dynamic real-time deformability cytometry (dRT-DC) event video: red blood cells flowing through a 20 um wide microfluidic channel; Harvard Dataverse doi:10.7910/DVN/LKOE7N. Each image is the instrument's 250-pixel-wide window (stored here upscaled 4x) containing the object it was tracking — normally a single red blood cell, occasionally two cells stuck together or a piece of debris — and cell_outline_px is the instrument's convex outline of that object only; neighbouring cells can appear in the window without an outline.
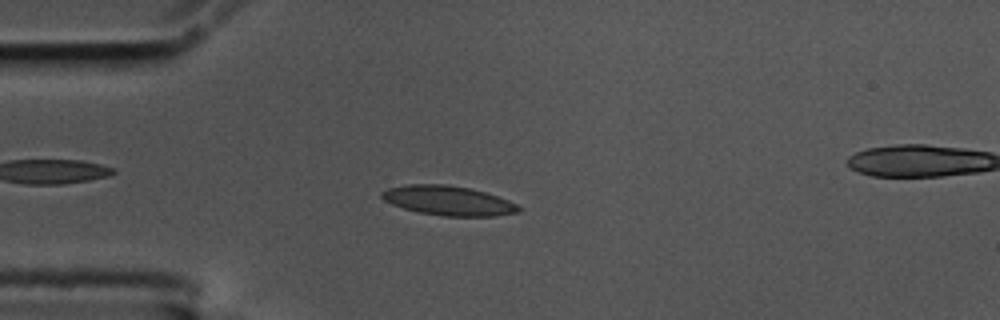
{"species": "common noctule bat (a hibernating species)", "species_latin": "Nyctalus noctula", "temperature_condition": "cold", "stored_images_in_passage": 8, "camera_frame_rate_fps": 3000, "um_per_image_px": 0.085, "animal": {"sex": "male", "body_mass_g": 17.5, "forearm_length_mm": 52.3}, "frame": {"image": 1, "passage_image": 3, "time_ms": 0.667, "image_size_px": [1000, 320], "cell_outline_px": [[520, 212], [496, 216], [444, 216], [420, 212], [404, 208], [392, 204], [384, 200], [380, 196], [380, 192], [388, 188], [408, 184], [448, 184], [468, 188], [484, 192], [508, 200], [516, 204], [520, 208]], "centroid_in_image_um": [38.09, 17.05], "position_along_channel_um": 46.9, "area_um2": 23.41}}
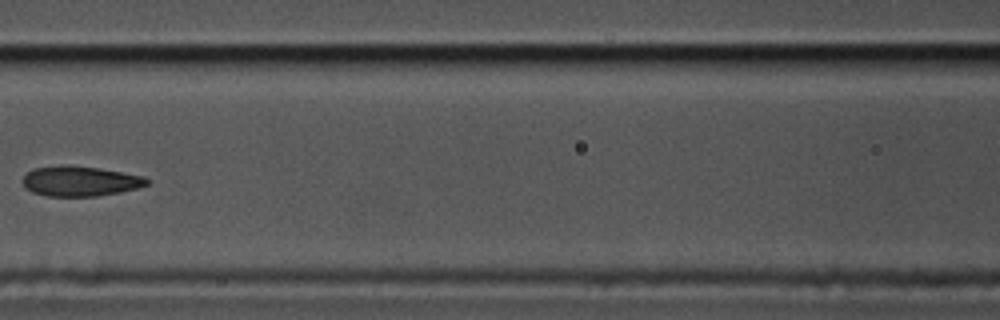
{"frame": {"image": 2, "passage_image": 6, "time_ms": 1.667, "image_size_px": [1000, 320], "cell_outline_px": [[152, 180], [148, 184], [136, 188], [120, 192], [96, 196], [48, 196], [32, 192], [24, 184], [24, 176], [32, 168], [60, 164], [64, 164], [100, 168], [144, 176]], "centroid_in_image_um": [6.83, 15.38], "position_along_channel_um": 159.8, "area_um2": 21.85}}
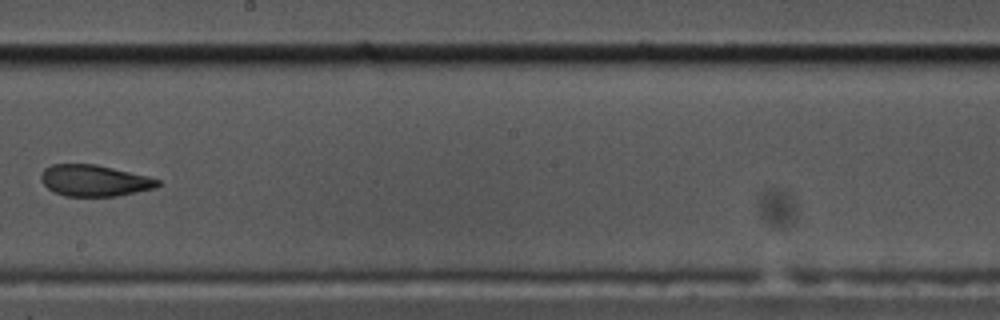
{"frame": {"image": 3, "passage_image": 8, "time_ms": 2.333, "image_size_px": [1000, 320], "cell_outline_px": [[160, 184], [156, 188], [116, 196], [64, 196], [52, 192], [40, 180], [40, 172], [44, 168], [52, 164], [96, 164], [148, 176], [160, 180]], "centroid_in_image_um": [7.99, 15.35], "position_along_channel_um": 240.2, "area_um2": 21.5}}